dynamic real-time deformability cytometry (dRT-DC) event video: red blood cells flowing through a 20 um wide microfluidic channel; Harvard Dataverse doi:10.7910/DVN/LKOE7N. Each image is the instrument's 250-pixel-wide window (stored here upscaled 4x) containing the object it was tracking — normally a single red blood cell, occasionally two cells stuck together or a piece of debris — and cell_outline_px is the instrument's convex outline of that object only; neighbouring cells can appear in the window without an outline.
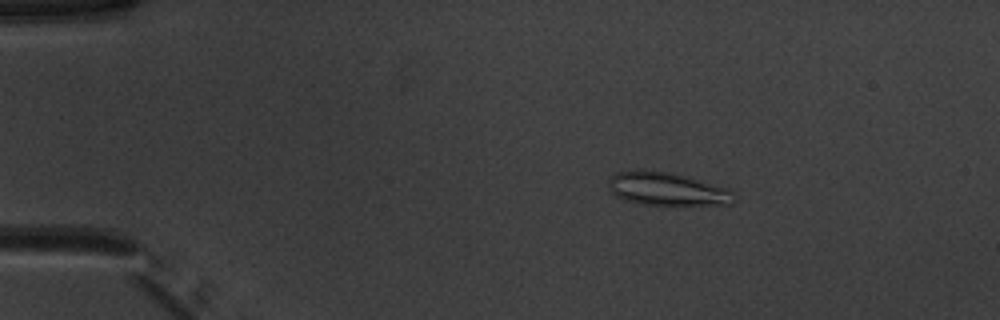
{"species": "common noctule bat (a hibernating species)", "species_latin": "Nyctalus noctula", "temperature_condition": "warm", "stored_images_in_passage": 52, "camera_frame_rate_fps": 3000, "um_per_image_px": 0.085, "animal": {"sex": "male", "body_mass_g": 20.1, "forearm_length_mm": 53.5}, "frame": {"image": 1, "passage_image": 10, "time_ms": 3.0, "image_size_px": [1000, 320], "cell_outline_px": [[736, 200], [732, 204], [644, 204], [624, 200], [616, 196], [608, 188], [608, 180], [616, 172], [636, 168], [668, 172], [688, 176], [728, 188], [736, 196]], "centroid_in_image_um": [56.67, 16.03], "position_along_channel_um": 28.3, "area_um2": 24.39}}
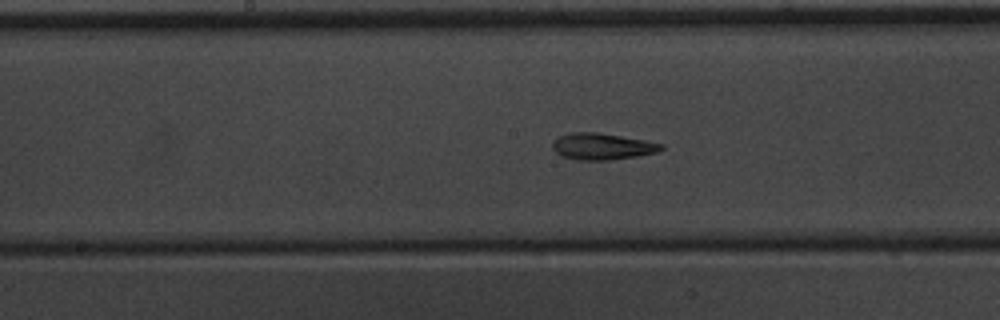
{"frame": {"image": 2, "passage_image": 28, "time_ms": 9.0, "image_size_px": [1000, 320], "cell_outline_px": [[664, 148], [656, 152], [636, 156], [608, 160], [576, 160], [560, 156], [552, 148], [552, 140], [556, 136], [572, 132], [600, 132], [644, 140], [664, 144]], "centroid_in_image_um": [51.12, 12.44], "position_along_channel_um": 197.1, "area_um2": 16.99}}
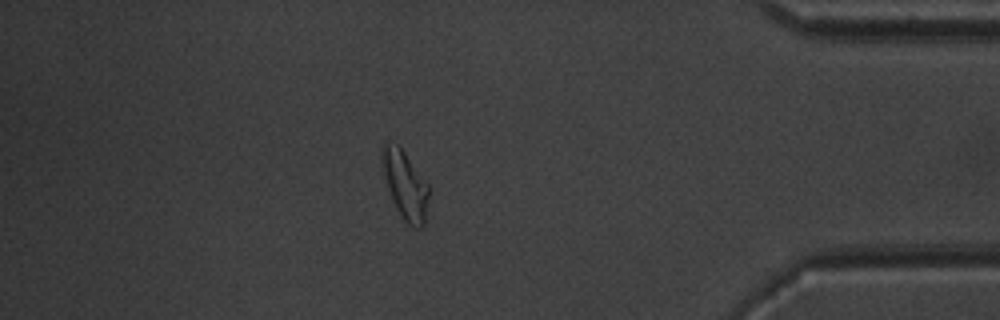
{"frame": {"image": 3, "passage_image": 46, "time_ms": 15.0, "image_size_px": [1000, 320], "cell_outline_px": [[428, 196], [424, 224], [420, 228], [416, 228], [408, 224], [404, 220], [396, 208], [388, 188], [380, 160], [380, 152], [384, 140], [396, 144], [404, 152], [428, 184]], "centroid_in_image_um": [34.4, 15.68], "position_along_channel_um": 400.8, "area_um2": 18.32}, "authors_computed_cell_mechanics": {"area_um2": 18.0047, "velocity_mm_per_s": 3.9577, "shape_relaxation_time_tau1_ms": null, "shape_relaxation_time_tau2_ms": 3.3329, "deformation_change_tau1": null, "deformation_change_tau2": 0.1282}}